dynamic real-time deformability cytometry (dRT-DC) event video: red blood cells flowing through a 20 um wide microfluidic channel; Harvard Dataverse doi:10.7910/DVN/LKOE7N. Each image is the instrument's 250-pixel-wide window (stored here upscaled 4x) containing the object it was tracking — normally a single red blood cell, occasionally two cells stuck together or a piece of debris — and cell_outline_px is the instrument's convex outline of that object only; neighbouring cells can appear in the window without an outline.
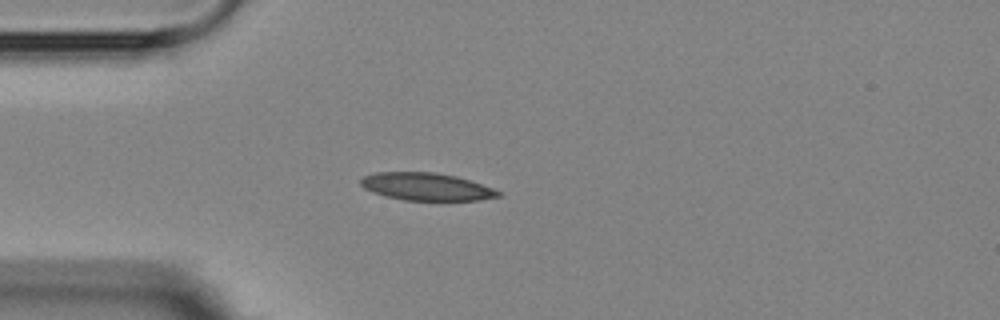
{"species": "Egyptian fruit bat (a non-hibernating species)", "species_latin": "Rousettus aegyptiacus", "temperature_condition": "room temperature", "stored_images_in_passage": 2, "camera_frame_rate_fps": 3000, "um_per_image_px": 0.085, "animal": {"sex": "female"}, "frame": {"image": 1, "passage_image": 2, "time_ms": 1.333, "image_size_px": [1000, 320], "cell_outline_px": [[504, 192], [500, 196], [480, 200], [404, 200], [372, 192], [364, 188], [360, 184], [360, 180], [364, 176], [376, 172], [436, 172], [456, 176]], "centroid_in_image_um": [36.25, 15.86], "position_along_channel_um": 48.8, "area_um2": 21.96}}